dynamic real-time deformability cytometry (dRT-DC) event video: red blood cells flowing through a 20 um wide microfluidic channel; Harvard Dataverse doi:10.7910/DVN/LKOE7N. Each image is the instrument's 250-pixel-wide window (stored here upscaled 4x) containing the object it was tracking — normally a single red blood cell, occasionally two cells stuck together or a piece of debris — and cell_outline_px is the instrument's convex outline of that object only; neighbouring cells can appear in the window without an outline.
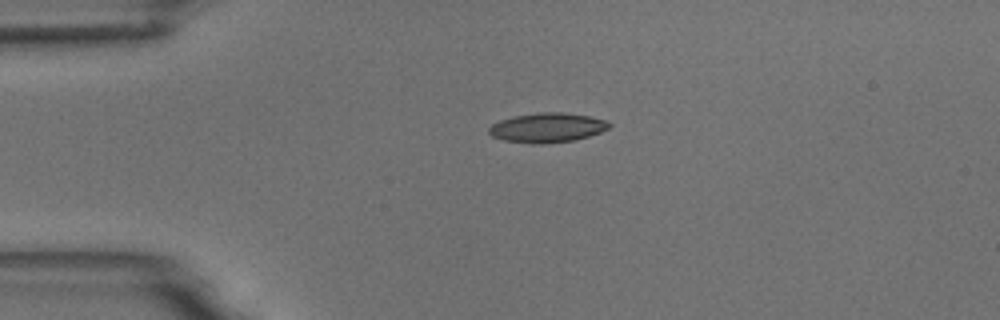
{"species": "common noctule bat (a hibernating species)", "species_latin": "Nyctalus noctula", "temperature_condition": "room temperature", "stored_images_in_passage": 3, "camera_frame_rate_fps": 3000, "um_per_image_px": 0.085, "animal": {"sex": "male", "body_mass_g": 18.8}, "frame": {"image": 1, "passage_image": 1, "time_ms": 0.0, "image_size_px": [1000, 320], "cell_outline_px": [[612, 124], [608, 128], [600, 132], [588, 136], [572, 140], [540, 144], [532, 144], [504, 140], [492, 136], [488, 132], [488, 128], [492, 124], [500, 120], [516, 116], [536, 112], [564, 112], [588, 116], [608, 120]], "centroid_in_image_um": [46.51, 10.84], "position_along_channel_um": 38.5, "area_um2": 20.63}}